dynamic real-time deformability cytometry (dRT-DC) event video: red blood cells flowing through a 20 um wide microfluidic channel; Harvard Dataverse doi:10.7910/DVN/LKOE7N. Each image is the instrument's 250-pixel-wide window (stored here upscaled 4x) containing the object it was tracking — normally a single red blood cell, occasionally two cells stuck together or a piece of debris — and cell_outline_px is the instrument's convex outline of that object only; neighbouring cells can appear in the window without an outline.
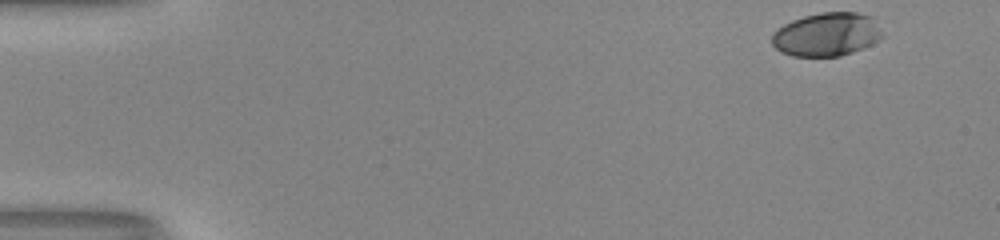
{"species": "human", "species_latin": "Homo sapiens", "temperature_condition": "room temperature", "stored_images_in_passage": 5, "camera_frame_rate_fps": 3000, "um_per_image_px": 0.085, "donor": {"sex": "male"}, "frame": {"image": 1, "passage_image": 1, "time_ms": 0.0, "image_size_px": [1000, 240], "cell_outline_px": [[880, 36], [872, 44], [852, 52], [840, 56], [792, 56], [780, 52], [772, 44], [772, 36], [784, 24], [792, 20], [804, 16], [820, 12], [856, 12], [872, 16], [880, 32]], "centroid_in_image_um": [70.24, 2.92], "position_along_channel_um": 14.8, "area_um2": 27.63}}